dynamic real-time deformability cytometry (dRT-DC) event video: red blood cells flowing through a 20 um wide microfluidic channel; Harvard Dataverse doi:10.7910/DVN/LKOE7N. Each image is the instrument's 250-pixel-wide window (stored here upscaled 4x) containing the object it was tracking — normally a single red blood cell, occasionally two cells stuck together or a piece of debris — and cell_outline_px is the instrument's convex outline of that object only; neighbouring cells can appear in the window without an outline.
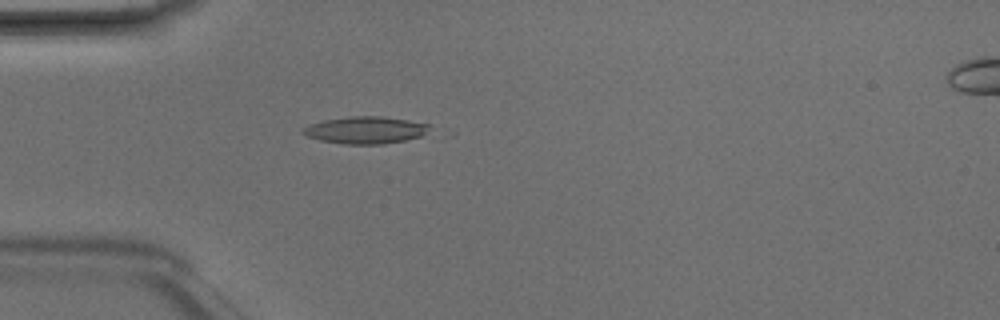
{"species": "Egyptian fruit bat (a non-hibernating species)", "species_latin": "Rousettus aegyptiacus", "temperature_condition": "room temperature", "stored_images_in_passage": 5, "camera_frame_rate_fps": 3000, "um_per_image_px": 0.085, "animal": {"sex": "male"}, "frame": {"image": 1, "passage_image": 4, "time_ms": 1.0, "image_size_px": [1000, 320], "cell_outline_px": [[428, 128], [420, 136], [404, 140], [384, 144], [344, 144], [320, 140], [308, 136], [300, 132], [300, 128], [308, 124], [324, 120], [352, 116], [384, 116], [408, 120], [428, 124]], "centroid_in_image_um": [30.98, 11.05], "position_along_channel_um": 54.0, "area_um2": 19.88}}